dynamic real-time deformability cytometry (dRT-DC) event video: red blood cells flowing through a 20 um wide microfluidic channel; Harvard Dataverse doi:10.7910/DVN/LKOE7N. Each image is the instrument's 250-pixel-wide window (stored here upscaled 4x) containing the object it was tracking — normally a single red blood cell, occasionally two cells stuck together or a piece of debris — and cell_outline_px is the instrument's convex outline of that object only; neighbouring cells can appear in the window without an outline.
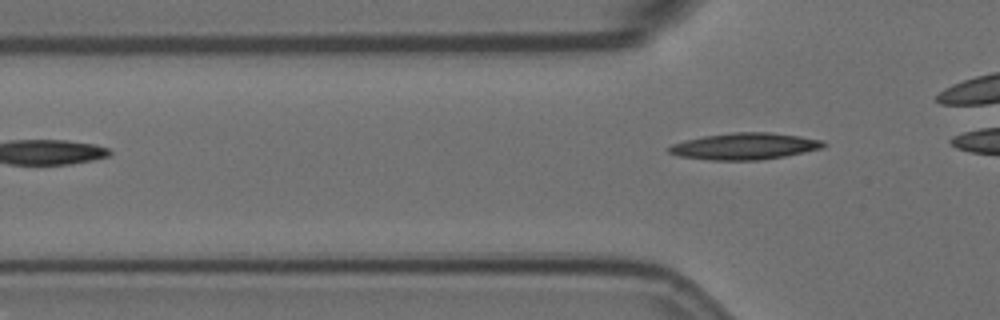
{"species": "Egyptian fruit bat (a non-hibernating species)", "species_latin": "Rousettus aegyptiacus", "temperature_condition": "room temperature", "stored_images_in_passage": 4, "camera_frame_rate_fps": 3000, "um_per_image_px": 0.085, "animal": {"sex": "female"}, "frame": {"image": 1, "passage_image": 4, "time_ms": 1.0, "image_size_px": [1000, 320], "cell_outline_px": [[828, 144], [820, 148], [784, 156], [760, 160], [712, 160], [680, 156], [668, 152], [668, 148], [672, 144], [684, 140], [704, 136], [732, 132], [772, 132], [800, 136], [824, 140]], "centroid_in_image_um": [63.3, 12.42], "position_along_channel_um": 62.5, "area_um2": 23.87}}